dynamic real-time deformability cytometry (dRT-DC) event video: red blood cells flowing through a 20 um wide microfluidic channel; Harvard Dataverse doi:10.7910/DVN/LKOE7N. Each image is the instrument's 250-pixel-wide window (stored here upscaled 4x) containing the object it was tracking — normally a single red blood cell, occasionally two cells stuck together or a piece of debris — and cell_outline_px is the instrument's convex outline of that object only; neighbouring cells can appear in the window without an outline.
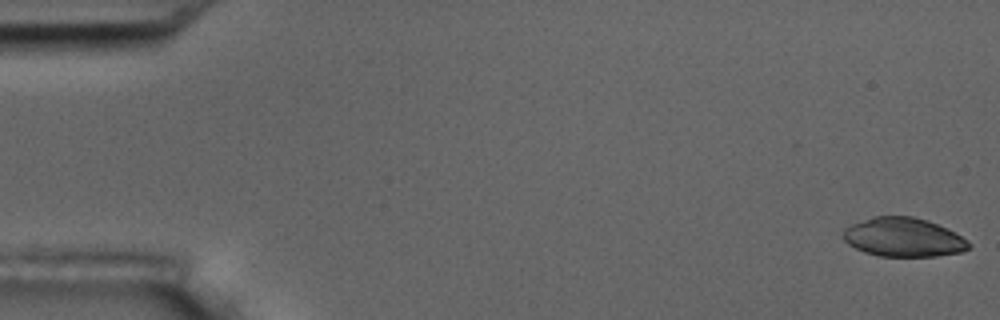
{"species": "common noctule bat (a hibernating species)", "species_latin": "Nyctalus noctula", "temperature_condition": "room temperature", "stored_images_in_passage": 56, "camera_frame_rate_fps": 3000, "um_per_image_px": 0.085, "animal": {"sex": "male", "body_mass_g": 17.5, "forearm_length_mm": 52.3}, "frame": {"image": 1, "passage_image": 1, "time_ms": 0.0, "image_size_px": [1000, 320], "cell_outline_px": [[972, 244], [968, 248], [960, 252], [936, 256], [880, 256], [864, 252], [848, 244], [844, 240], [844, 228], [852, 224], [872, 216], [912, 216], [936, 224], [956, 232], [968, 240]], "centroid_in_image_um": [76.79, 20.17], "position_along_channel_um": 8.2, "area_um2": 28.38}}
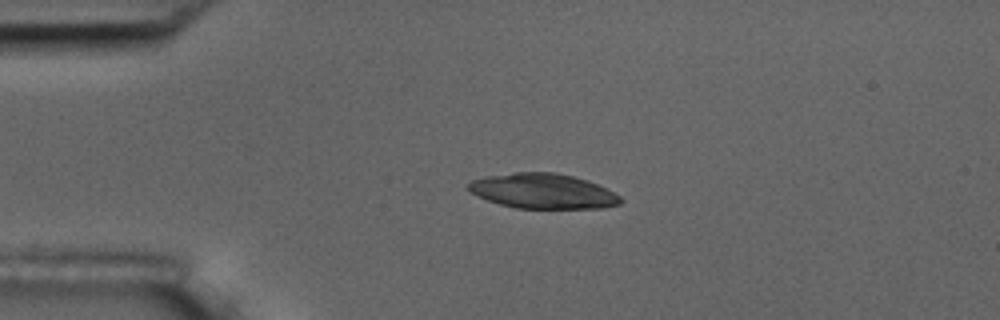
{"frame": {"image": 2, "passage_image": 13, "time_ms": 4.0, "image_size_px": [1000, 320], "cell_outline_px": [[624, 200], [620, 204], [604, 208], [516, 208], [500, 204], [476, 196], [468, 192], [468, 184], [472, 180], [488, 176], [516, 172], [556, 172], [588, 180], [608, 188], [620, 196]], "centroid_in_image_um": [46.18, 16.24], "position_along_channel_um": 38.8, "area_um2": 31.21}}